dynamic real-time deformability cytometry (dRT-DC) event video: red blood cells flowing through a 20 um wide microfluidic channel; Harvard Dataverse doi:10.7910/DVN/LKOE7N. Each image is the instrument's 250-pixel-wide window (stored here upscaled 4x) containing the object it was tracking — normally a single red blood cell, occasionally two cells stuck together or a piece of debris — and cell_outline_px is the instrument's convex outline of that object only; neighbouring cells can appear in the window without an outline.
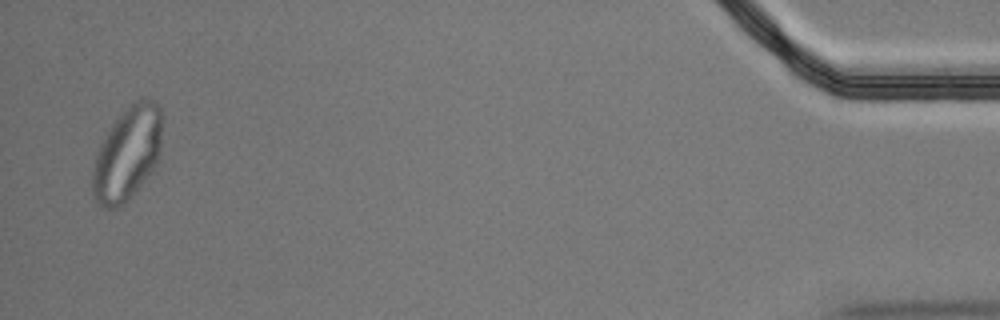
{"species": "Egyptian fruit bat (a non-hibernating species)", "species_latin": "Rousettus aegyptiacus", "temperature_condition": "cold", "stored_images_in_passage": 58, "segment_of_instrument_passage": [2, 2], "camera_frame_rate_fps": 3000, "um_per_image_px": 0.085, "animal": {"sex": "male"}, "frame": {"image": 1, "passage_image": 57, "time_ms": 18.667, "image_size_px": [1000, 320], "cell_outline_px": [[160, 152], [156, 164], [128, 200], [124, 204], [116, 208], [104, 208], [96, 200], [92, 192], [92, 168], [100, 144], [112, 124], [140, 96], [156, 100], [160, 108]], "centroid_in_image_um": [10.81, 13.06], "position_along_channel_um": 424.4, "area_um2": 37.4}}